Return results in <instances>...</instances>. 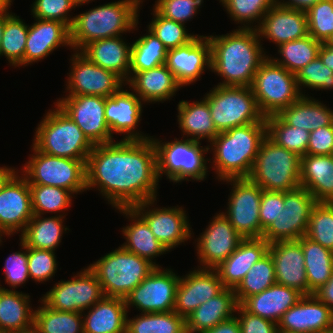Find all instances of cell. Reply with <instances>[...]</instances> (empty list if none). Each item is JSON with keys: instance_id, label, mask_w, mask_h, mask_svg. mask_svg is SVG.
<instances>
[{"instance_id": "cell-19", "label": "cell", "mask_w": 333, "mask_h": 333, "mask_svg": "<svg viewBox=\"0 0 333 333\" xmlns=\"http://www.w3.org/2000/svg\"><path fill=\"white\" fill-rule=\"evenodd\" d=\"M208 223V227L194 240L200 265L197 266L215 269L236 250L243 237L223 212L216 213Z\"/></svg>"}, {"instance_id": "cell-28", "label": "cell", "mask_w": 333, "mask_h": 333, "mask_svg": "<svg viewBox=\"0 0 333 333\" xmlns=\"http://www.w3.org/2000/svg\"><path fill=\"white\" fill-rule=\"evenodd\" d=\"M131 91L146 103H164L172 100L179 89H182L174 74L165 65L136 72L127 82Z\"/></svg>"}, {"instance_id": "cell-45", "label": "cell", "mask_w": 333, "mask_h": 333, "mask_svg": "<svg viewBox=\"0 0 333 333\" xmlns=\"http://www.w3.org/2000/svg\"><path fill=\"white\" fill-rule=\"evenodd\" d=\"M28 35V24L12 13L5 20L1 39L0 58L5 57L10 66L24 68V52Z\"/></svg>"}, {"instance_id": "cell-59", "label": "cell", "mask_w": 333, "mask_h": 333, "mask_svg": "<svg viewBox=\"0 0 333 333\" xmlns=\"http://www.w3.org/2000/svg\"><path fill=\"white\" fill-rule=\"evenodd\" d=\"M235 315L238 319L241 333H277V323L251 314L238 304Z\"/></svg>"}, {"instance_id": "cell-17", "label": "cell", "mask_w": 333, "mask_h": 333, "mask_svg": "<svg viewBox=\"0 0 333 333\" xmlns=\"http://www.w3.org/2000/svg\"><path fill=\"white\" fill-rule=\"evenodd\" d=\"M317 203L304 187L284 192V208L264 231L262 238L269 244L276 241L298 240L308 228L311 211Z\"/></svg>"}, {"instance_id": "cell-13", "label": "cell", "mask_w": 333, "mask_h": 333, "mask_svg": "<svg viewBox=\"0 0 333 333\" xmlns=\"http://www.w3.org/2000/svg\"><path fill=\"white\" fill-rule=\"evenodd\" d=\"M173 271L156 267L125 298L127 311H131V307L141 313L174 311L180 276Z\"/></svg>"}, {"instance_id": "cell-39", "label": "cell", "mask_w": 333, "mask_h": 333, "mask_svg": "<svg viewBox=\"0 0 333 333\" xmlns=\"http://www.w3.org/2000/svg\"><path fill=\"white\" fill-rule=\"evenodd\" d=\"M65 218L59 215H33L24 231L18 235L19 240L27 248L56 251L62 242L63 233L70 231L68 226H65Z\"/></svg>"}, {"instance_id": "cell-3", "label": "cell", "mask_w": 333, "mask_h": 333, "mask_svg": "<svg viewBox=\"0 0 333 333\" xmlns=\"http://www.w3.org/2000/svg\"><path fill=\"white\" fill-rule=\"evenodd\" d=\"M266 137V123H251L219 132L208 144L213 157L209 168L218 181L247 178L262 140Z\"/></svg>"}, {"instance_id": "cell-48", "label": "cell", "mask_w": 333, "mask_h": 333, "mask_svg": "<svg viewBox=\"0 0 333 333\" xmlns=\"http://www.w3.org/2000/svg\"><path fill=\"white\" fill-rule=\"evenodd\" d=\"M275 283L274 263L268 252L250 268L234 289L236 300L241 304L247 297L261 293Z\"/></svg>"}, {"instance_id": "cell-42", "label": "cell", "mask_w": 333, "mask_h": 333, "mask_svg": "<svg viewBox=\"0 0 333 333\" xmlns=\"http://www.w3.org/2000/svg\"><path fill=\"white\" fill-rule=\"evenodd\" d=\"M147 30L132 42L129 79L136 72L153 69L166 62L167 49L155 34Z\"/></svg>"}, {"instance_id": "cell-27", "label": "cell", "mask_w": 333, "mask_h": 333, "mask_svg": "<svg viewBox=\"0 0 333 333\" xmlns=\"http://www.w3.org/2000/svg\"><path fill=\"white\" fill-rule=\"evenodd\" d=\"M32 25L28 24V35L24 52V66L44 60L58 47H69L70 28L57 20L34 19Z\"/></svg>"}, {"instance_id": "cell-67", "label": "cell", "mask_w": 333, "mask_h": 333, "mask_svg": "<svg viewBox=\"0 0 333 333\" xmlns=\"http://www.w3.org/2000/svg\"><path fill=\"white\" fill-rule=\"evenodd\" d=\"M9 237L10 235H9V233L7 232V231H5L1 226H0V246L2 245V239H3V236L4 237Z\"/></svg>"}, {"instance_id": "cell-24", "label": "cell", "mask_w": 333, "mask_h": 333, "mask_svg": "<svg viewBox=\"0 0 333 333\" xmlns=\"http://www.w3.org/2000/svg\"><path fill=\"white\" fill-rule=\"evenodd\" d=\"M268 252L274 263L276 283L296 289L303 295H312L308 288L304 253L298 240L276 241Z\"/></svg>"}, {"instance_id": "cell-14", "label": "cell", "mask_w": 333, "mask_h": 333, "mask_svg": "<svg viewBox=\"0 0 333 333\" xmlns=\"http://www.w3.org/2000/svg\"><path fill=\"white\" fill-rule=\"evenodd\" d=\"M104 296L101 284L89 267L69 280H60L40 299L51 309L83 313Z\"/></svg>"}, {"instance_id": "cell-56", "label": "cell", "mask_w": 333, "mask_h": 333, "mask_svg": "<svg viewBox=\"0 0 333 333\" xmlns=\"http://www.w3.org/2000/svg\"><path fill=\"white\" fill-rule=\"evenodd\" d=\"M204 0H156L153 9L162 17L186 25L196 17Z\"/></svg>"}, {"instance_id": "cell-71", "label": "cell", "mask_w": 333, "mask_h": 333, "mask_svg": "<svg viewBox=\"0 0 333 333\" xmlns=\"http://www.w3.org/2000/svg\"><path fill=\"white\" fill-rule=\"evenodd\" d=\"M321 333H333V329H330L328 331H324V332H321Z\"/></svg>"}, {"instance_id": "cell-30", "label": "cell", "mask_w": 333, "mask_h": 333, "mask_svg": "<svg viewBox=\"0 0 333 333\" xmlns=\"http://www.w3.org/2000/svg\"><path fill=\"white\" fill-rule=\"evenodd\" d=\"M130 44L122 36L99 39L85 45L80 52L94 64L112 71L125 82L129 80L131 63Z\"/></svg>"}, {"instance_id": "cell-55", "label": "cell", "mask_w": 333, "mask_h": 333, "mask_svg": "<svg viewBox=\"0 0 333 333\" xmlns=\"http://www.w3.org/2000/svg\"><path fill=\"white\" fill-rule=\"evenodd\" d=\"M55 251L28 248L29 279L34 282H48L55 277L58 262Z\"/></svg>"}, {"instance_id": "cell-35", "label": "cell", "mask_w": 333, "mask_h": 333, "mask_svg": "<svg viewBox=\"0 0 333 333\" xmlns=\"http://www.w3.org/2000/svg\"><path fill=\"white\" fill-rule=\"evenodd\" d=\"M300 183L317 202L333 203V155L302 156Z\"/></svg>"}, {"instance_id": "cell-8", "label": "cell", "mask_w": 333, "mask_h": 333, "mask_svg": "<svg viewBox=\"0 0 333 333\" xmlns=\"http://www.w3.org/2000/svg\"><path fill=\"white\" fill-rule=\"evenodd\" d=\"M300 165L299 155L276 145L266 136L247 178L263 190L287 192L301 186Z\"/></svg>"}, {"instance_id": "cell-64", "label": "cell", "mask_w": 333, "mask_h": 333, "mask_svg": "<svg viewBox=\"0 0 333 333\" xmlns=\"http://www.w3.org/2000/svg\"><path fill=\"white\" fill-rule=\"evenodd\" d=\"M19 170L15 167L2 166L0 167V192L6 183L18 172Z\"/></svg>"}, {"instance_id": "cell-12", "label": "cell", "mask_w": 333, "mask_h": 333, "mask_svg": "<svg viewBox=\"0 0 333 333\" xmlns=\"http://www.w3.org/2000/svg\"><path fill=\"white\" fill-rule=\"evenodd\" d=\"M221 182L228 183L232 188L223 214L243 239L262 238L264 230L259 210L263 189L248 178H231Z\"/></svg>"}, {"instance_id": "cell-40", "label": "cell", "mask_w": 333, "mask_h": 333, "mask_svg": "<svg viewBox=\"0 0 333 333\" xmlns=\"http://www.w3.org/2000/svg\"><path fill=\"white\" fill-rule=\"evenodd\" d=\"M304 253V264L309 290L314 293L333 274V251L307 238L298 239Z\"/></svg>"}, {"instance_id": "cell-16", "label": "cell", "mask_w": 333, "mask_h": 333, "mask_svg": "<svg viewBox=\"0 0 333 333\" xmlns=\"http://www.w3.org/2000/svg\"><path fill=\"white\" fill-rule=\"evenodd\" d=\"M156 199L159 198L145 201L132 208L146 221L155 238L171 252L178 245L185 244V241L187 243L193 238L194 232L184 207H157Z\"/></svg>"}, {"instance_id": "cell-31", "label": "cell", "mask_w": 333, "mask_h": 333, "mask_svg": "<svg viewBox=\"0 0 333 333\" xmlns=\"http://www.w3.org/2000/svg\"><path fill=\"white\" fill-rule=\"evenodd\" d=\"M116 211L123 214L129 222L131 221L122 227L121 232L125 242L121 246L129 252L149 260L156 267H161L156 263L155 258L169 251L155 238L146 221L133 208H117Z\"/></svg>"}, {"instance_id": "cell-4", "label": "cell", "mask_w": 333, "mask_h": 333, "mask_svg": "<svg viewBox=\"0 0 333 333\" xmlns=\"http://www.w3.org/2000/svg\"><path fill=\"white\" fill-rule=\"evenodd\" d=\"M143 2L144 0H117L75 15L70 28L72 50L80 51L92 41L139 30L138 17Z\"/></svg>"}, {"instance_id": "cell-68", "label": "cell", "mask_w": 333, "mask_h": 333, "mask_svg": "<svg viewBox=\"0 0 333 333\" xmlns=\"http://www.w3.org/2000/svg\"><path fill=\"white\" fill-rule=\"evenodd\" d=\"M92 1L94 2V0H77V3H78L77 8H78L79 6H83V5L88 4L89 2L92 3Z\"/></svg>"}, {"instance_id": "cell-57", "label": "cell", "mask_w": 333, "mask_h": 333, "mask_svg": "<svg viewBox=\"0 0 333 333\" xmlns=\"http://www.w3.org/2000/svg\"><path fill=\"white\" fill-rule=\"evenodd\" d=\"M19 246L20 250L12 252L4 263V280L11 290H16L29 280L28 248L21 240Z\"/></svg>"}, {"instance_id": "cell-9", "label": "cell", "mask_w": 333, "mask_h": 333, "mask_svg": "<svg viewBox=\"0 0 333 333\" xmlns=\"http://www.w3.org/2000/svg\"><path fill=\"white\" fill-rule=\"evenodd\" d=\"M205 94L218 132L251 123H266L251 87L215 85Z\"/></svg>"}, {"instance_id": "cell-60", "label": "cell", "mask_w": 333, "mask_h": 333, "mask_svg": "<svg viewBox=\"0 0 333 333\" xmlns=\"http://www.w3.org/2000/svg\"><path fill=\"white\" fill-rule=\"evenodd\" d=\"M306 154L333 155V123L310 132Z\"/></svg>"}, {"instance_id": "cell-7", "label": "cell", "mask_w": 333, "mask_h": 333, "mask_svg": "<svg viewBox=\"0 0 333 333\" xmlns=\"http://www.w3.org/2000/svg\"><path fill=\"white\" fill-rule=\"evenodd\" d=\"M95 274L104 296L125 299L155 268L149 260L122 246L88 265Z\"/></svg>"}, {"instance_id": "cell-50", "label": "cell", "mask_w": 333, "mask_h": 333, "mask_svg": "<svg viewBox=\"0 0 333 333\" xmlns=\"http://www.w3.org/2000/svg\"><path fill=\"white\" fill-rule=\"evenodd\" d=\"M305 236L333 251V203L314 205Z\"/></svg>"}, {"instance_id": "cell-53", "label": "cell", "mask_w": 333, "mask_h": 333, "mask_svg": "<svg viewBox=\"0 0 333 333\" xmlns=\"http://www.w3.org/2000/svg\"><path fill=\"white\" fill-rule=\"evenodd\" d=\"M307 13L309 35L325 43L333 35V0H320Z\"/></svg>"}, {"instance_id": "cell-70", "label": "cell", "mask_w": 333, "mask_h": 333, "mask_svg": "<svg viewBox=\"0 0 333 333\" xmlns=\"http://www.w3.org/2000/svg\"><path fill=\"white\" fill-rule=\"evenodd\" d=\"M325 45H333V35L331 36V38L328 40V42L324 43Z\"/></svg>"}, {"instance_id": "cell-63", "label": "cell", "mask_w": 333, "mask_h": 333, "mask_svg": "<svg viewBox=\"0 0 333 333\" xmlns=\"http://www.w3.org/2000/svg\"><path fill=\"white\" fill-rule=\"evenodd\" d=\"M318 56L323 64L333 71V45H325L322 43Z\"/></svg>"}, {"instance_id": "cell-21", "label": "cell", "mask_w": 333, "mask_h": 333, "mask_svg": "<svg viewBox=\"0 0 333 333\" xmlns=\"http://www.w3.org/2000/svg\"><path fill=\"white\" fill-rule=\"evenodd\" d=\"M165 65L182 86L202 79L206 70L211 71V45L206 35H197L186 45L167 50Z\"/></svg>"}, {"instance_id": "cell-32", "label": "cell", "mask_w": 333, "mask_h": 333, "mask_svg": "<svg viewBox=\"0 0 333 333\" xmlns=\"http://www.w3.org/2000/svg\"><path fill=\"white\" fill-rule=\"evenodd\" d=\"M31 296L0 282V333H32L34 311Z\"/></svg>"}, {"instance_id": "cell-10", "label": "cell", "mask_w": 333, "mask_h": 333, "mask_svg": "<svg viewBox=\"0 0 333 333\" xmlns=\"http://www.w3.org/2000/svg\"><path fill=\"white\" fill-rule=\"evenodd\" d=\"M31 155L19 172L29 184L60 187L80 194L86 190V161L50 156L31 146Z\"/></svg>"}, {"instance_id": "cell-41", "label": "cell", "mask_w": 333, "mask_h": 333, "mask_svg": "<svg viewBox=\"0 0 333 333\" xmlns=\"http://www.w3.org/2000/svg\"><path fill=\"white\" fill-rule=\"evenodd\" d=\"M38 301L32 333H84L82 313L51 309L42 300Z\"/></svg>"}, {"instance_id": "cell-34", "label": "cell", "mask_w": 333, "mask_h": 333, "mask_svg": "<svg viewBox=\"0 0 333 333\" xmlns=\"http://www.w3.org/2000/svg\"><path fill=\"white\" fill-rule=\"evenodd\" d=\"M127 313L125 299L103 296L82 313L84 333H126Z\"/></svg>"}, {"instance_id": "cell-23", "label": "cell", "mask_w": 333, "mask_h": 333, "mask_svg": "<svg viewBox=\"0 0 333 333\" xmlns=\"http://www.w3.org/2000/svg\"><path fill=\"white\" fill-rule=\"evenodd\" d=\"M19 173L18 171L0 192V226L10 237L21 234L34 215L28 180Z\"/></svg>"}, {"instance_id": "cell-47", "label": "cell", "mask_w": 333, "mask_h": 333, "mask_svg": "<svg viewBox=\"0 0 333 333\" xmlns=\"http://www.w3.org/2000/svg\"><path fill=\"white\" fill-rule=\"evenodd\" d=\"M29 187L34 215L56 213L57 216L59 213V216L66 217L65 211H69V207L72 206V198L75 197L71 191L60 187L37 184H29Z\"/></svg>"}, {"instance_id": "cell-69", "label": "cell", "mask_w": 333, "mask_h": 333, "mask_svg": "<svg viewBox=\"0 0 333 333\" xmlns=\"http://www.w3.org/2000/svg\"><path fill=\"white\" fill-rule=\"evenodd\" d=\"M277 333H300V332H292V331H287L284 329H278Z\"/></svg>"}, {"instance_id": "cell-52", "label": "cell", "mask_w": 333, "mask_h": 333, "mask_svg": "<svg viewBox=\"0 0 333 333\" xmlns=\"http://www.w3.org/2000/svg\"><path fill=\"white\" fill-rule=\"evenodd\" d=\"M295 77L302 95H306L304 88L313 91L333 90V71L323 64L319 56L299 70Z\"/></svg>"}, {"instance_id": "cell-22", "label": "cell", "mask_w": 333, "mask_h": 333, "mask_svg": "<svg viewBox=\"0 0 333 333\" xmlns=\"http://www.w3.org/2000/svg\"><path fill=\"white\" fill-rule=\"evenodd\" d=\"M225 287L215 269L195 268L180 276L174 311L187 318L201 304L218 295Z\"/></svg>"}, {"instance_id": "cell-26", "label": "cell", "mask_w": 333, "mask_h": 333, "mask_svg": "<svg viewBox=\"0 0 333 333\" xmlns=\"http://www.w3.org/2000/svg\"><path fill=\"white\" fill-rule=\"evenodd\" d=\"M278 329L300 333H321L333 329V311L314 294L304 295L282 315Z\"/></svg>"}, {"instance_id": "cell-66", "label": "cell", "mask_w": 333, "mask_h": 333, "mask_svg": "<svg viewBox=\"0 0 333 333\" xmlns=\"http://www.w3.org/2000/svg\"><path fill=\"white\" fill-rule=\"evenodd\" d=\"M14 0H0V10H9Z\"/></svg>"}, {"instance_id": "cell-65", "label": "cell", "mask_w": 333, "mask_h": 333, "mask_svg": "<svg viewBox=\"0 0 333 333\" xmlns=\"http://www.w3.org/2000/svg\"><path fill=\"white\" fill-rule=\"evenodd\" d=\"M10 10H0V46H1V39L3 35V30L5 27V20L12 14Z\"/></svg>"}, {"instance_id": "cell-15", "label": "cell", "mask_w": 333, "mask_h": 333, "mask_svg": "<svg viewBox=\"0 0 333 333\" xmlns=\"http://www.w3.org/2000/svg\"><path fill=\"white\" fill-rule=\"evenodd\" d=\"M73 52L69 59L71 64L65 81V96L95 95L106 98L126 85L116 73L94 64L80 51Z\"/></svg>"}, {"instance_id": "cell-44", "label": "cell", "mask_w": 333, "mask_h": 333, "mask_svg": "<svg viewBox=\"0 0 333 333\" xmlns=\"http://www.w3.org/2000/svg\"><path fill=\"white\" fill-rule=\"evenodd\" d=\"M321 42L308 35L302 39L289 41L278 46L279 57L269 56L276 64L296 74L318 56ZM279 58V59H278Z\"/></svg>"}, {"instance_id": "cell-5", "label": "cell", "mask_w": 333, "mask_h": 333, "mask_svg": "<svg viewBox=\"0 0 333 333\" xmlns=\"http://www.w3.org/2000/svg\"><path fill=\"white\" fill-rule=\"evenodd\" d=\"M38 123L32 145L50 156L87 161L94 145L55 103Z\"/></svg>"}, {"instance_id": "cell-61", "label": "cell", "mask_w": 333, "mask_h": 333, "mask_svg": "<svg viewBox=\"0 0 333 333\" xmlns=\"http://www.w3.org/2000/svg\"><path fill=\"white\" fill-rule=\"evenodd\" d=\"M203 333H241V330L237 317L233 316Z\"/></svg>"}, {"instance_id": "cell-6", "label": "cell", "mask_w": 333, "mask_h": 333, "mask_svg": "<svg viewBox=\"0 0 333 333\" xmlns=\"http://www.w3.org/2000/svg\"><path fill=\"white\" fill-rule=\"evenodd\" d=\"M151 139L157 151L158 179L161 180L166 175L173 184L191 180L202 182L207 179L210 172L207 165L209 159L205 156L209 153L208 145L201 146V141L186 138L175 137L172 141H164L152 136Z\"/></svg>"}, {"instance_id": "cell-49", "label": "cell", "mask_w": 333, "mask_h": 333, "mask_svg": "<svg viewBox=\"0 0 333 333\" xmlns=\"http://www.w3.org/2000/svg\"><path fill=\"white\" fill-rule=\"evenodd\" d=\"M232 21L242 29H257L274 0H219Z\"/></svg>"}, {"instance_id": "cell-25", "label": "cell", "mask_w": 333, "mask_h": 333, "mask_svg": "<svg viewBox=\"0 0 333 333\" xmlns=\"http://www.w3.org/2000/svg\"><path fill=\"white\" fill-rule=\"evenodd\" d=\"M260 40L267 39L276 48L286 42L309 35L308 18L305 11L274 4L264 15L257 28Z\"/></svg>"}, {"instance_id": "cell-29", "label": "cell", "mask_w": 333, "mask_h": 333, "mask_svg": "<svg viewBox=\"0 0 333 333\" xmlns=\"http://www.w3.org/2000/svg\"><path fill=\"white\" fill-rule=\"evenodd\" d=\"M269 243L263 238L243 239L236 250L215 268L225 288L235 289L250 268L268 253Z\"/></svg>"}, {"instance_id": "cell-37", "label": "cell", "mask_w": 333, "mask_h": 333, "mask_svg": "<svg viewBox=\"0 0 333 333\" xmlns=\"http://www.w3.org/2000/svg\"><path fill=\"white\" fill-rule=\"evenodd\" d=\"M202 99V100H201ZM200 101H179L177 104V122L183 137L186 139L210 143L219 133L216 130L207 100L203 97Z\"/></svg>"}, {"instance_id": "cell-58", "label": "cell", "mask_w": 333, "mask_h": 333, "mask_svg": "<svg viewBox=\"0 0 333 333\" xmlns=\"http://www.w3.org/2000/svg\"><path fill=\"white\" fill-rule=\"evenodd\" d=\"M284 208V192L262 190L259 220L265 231Z\"/></svg>"}, {"instance_id": "cell-46", "label": "cell", "mask_w": 333, "mask_h": 333, "mask_svg": "<svg viewBox=\"0 0 333 333\" xmlns=\"http://www.w3.org/2000/svg\"><path fill=\"white\" fill-rule=\"evenodd\" d=\"M266 136L276 145L294 152L300 157L306 155L310 132L286 124L277 114L265 117Z\"/></svg>"}, {"instance_id": "cell-11", "label": "cell", "mask_w": 333, "mask_h": 333, "mask_svg": "<svg viewBox=\"0 0 333 333\" xmlns=\"http://www.w3.org/2000/svg\"><path fill=\"white\" fill-rule=\"evenodd\" d=\"M250 87L265 117L278 114L303 96L295 74L276 64L269 56L261 63Z\"/></svg>"}, {"instance_id": "cell-51", "label": "cell", "mask_w": 333, "mask_h": 333, "mask_svg": "<svg viewBox=\"0 0 333 333\" xmlns=\"http://www.w3.org/2000/svg\"><path fill=\"white\" fill-rule=\"evenodd\" d=\"M153 18L147 28L163 43L167 50L186 45L199 34L188 33L186 25L160 16L153 8Z\"/></svg>"}, {"instance_id": "cell-33", "label": "cell", "mask_w": 333, "mask_h": 333, "mask_svg": "<svg viewBox=\"0 0 333 333\" xmlns=\"http://www.w3.org/2000/svg\"><path fill=\"white\" fill-rule=\"evenodd\" d=\"M303 296L296 289L275 283L263 292L247 297L240 305L251 314L278 323Z\"/></svg>"}, {"instance_id": "cell-36", "label": "cell", "mask_w": 333, "mask_h": 333, "mask_svg": "<svg viewBox=\"0 0 333 333\" xmlns=\"http://www.w3.org/2000/svg\"><path fill=\"white\" fill-rule=\"evenodd\" d=\"M237 306L234 289L224 288L218 295L201 304L186 318V332L203 333L212 329L218 323L235 316Z\"/></svg>"}, {"instance_id": "cell-18", "label": "cell", "mask_w": 333, "mask_h": 333, "mask_svg": "<svg viewBox=\"0 0 333 333\" xmlns=\"http://www.w3.org/2000/svg\"><path fill=\"white\" fill-rule=\"evenodd\" d=\"M54 103L76 123L93 145L115 141L105 119V97L63 96Z\"/></svg>"}, {"instance_id": "cell-2", "label": "cell", "mask_w": 333, "mask_h": 333, "mask_svg": "<svg viewBox=\"0 0 333 333\" xmlns=\"http://www.w3.org/2000/svg\"><path fill=\"white\" fill-rule=\"evenodd\" d=\"M206 37L211 45V72L221 77L217 85L250 87L261 63L269 56L257 29L238 28Z\"/></svg>"}, {"instance_id": "cell-38", "label": "cell", "mask_w": 333, "mask_h": 333, "mask_svg": "<svg viewBox=\"0 0 333 333\" xmlns=\"http://www.w3.org/2000/svg\"><path fill=\"white\" fill-rule=\"evenodd\" d=\"M286 124L312 132L333 123V109L313 96L303 95L277 114Z\"/></svg>"}, {"instance_id": "cell-54", "label": "cell", "mask_w": 333, "mask_h": 333, "mask_svg": "<svg viewBox=\"0 0 333 333\" xmlns=\"http://www.w3.org/2000/svg\"><path fill=\"white\" fill-rule=\"evenodd\" d=\"M77 0H35L31 5L33 18L42 20H57L71 28L74 16H70L75 10Z\"/></svg>"}, {"instance_id": "cell-62", "label": "cell", "mask_w": 333, "mask_h": 333, "mask_svg": "<svg viewBox=\"0 0 333 333\" xmlns=\"http://www.w3.org/2000/svg\"><path fill=\"white\" fill-rule=\"evenodd\" d=\"M320 0H274L276 5L284 6L301 11H308Z\"/></svg>"}, {"instance_id": "cell-20", "label": "cell", "mask_w": 333, "mask_h": 333, "mask_svg": "<svg viewBox=\"0 0 333 333\" xmlns=\"http://www.w3.org/2000/svg\"><path fill=\"white\" fill-rule=\"evenodd\" d=\"M125 87L105 98V119L111 135L123 134L121 140H149L152 136L138 129L145 103Z\"/></svg>"}, {"instance_id": "cell-1", "label": "cell", "mask_w": 333, "mask_h": 333, "mask_svg": "<svg viewBox=\"0 0 333 333\" xmlns=\"http://www.w3.org/2000/svg\"><path fill=\"white\" fill-rule=\"evenodd\" d=\"M157 151L152 139L94 145L86 161V190L97 189L114 209L157 198Z\"/></svg>"}, {"instance_id": "cell-43", "label": "cell", "mask_w": 333, "mask_h": 333, "mask_svg": "<svg viewBox=\"0 0 333 333\" xmlns=\"http://www.w3.org/2000/svg\"><path fill=\"white\" fill-rule=\"evenodd\" d=\"M126 333H187L186 319L175 311L127 315Z\"/></svg>"}]
</instances>
